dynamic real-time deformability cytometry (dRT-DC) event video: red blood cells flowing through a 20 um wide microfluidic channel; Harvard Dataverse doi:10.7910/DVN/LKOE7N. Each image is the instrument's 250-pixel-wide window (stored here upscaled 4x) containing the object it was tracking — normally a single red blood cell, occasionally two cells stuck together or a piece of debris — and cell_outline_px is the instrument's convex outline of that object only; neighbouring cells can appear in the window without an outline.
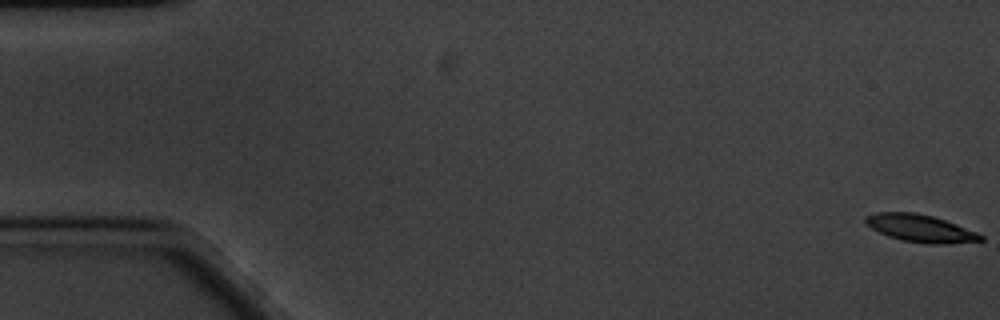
{"species": "common noctule bat (a hibernating species)", "species_latin": "Nyctalus noctula", "temperature_condition": "cold", "stored_images_in_passage": 61, "camera_frame_rate_fps": 3000, "um_per_image_px": 0.085, "animal": {"sex": "male", "body_mass_g": 20.1, "forearm_length_mm": 53.5}, "frame": {"image": 1, "passage_image": 1, "time_ms": 0.0, "image_size_px": [1000, 320], "cell_outline_px": [[984, 240], [944, 244], [928, 244], [904, 240], [888, 236], [864, 224], [864, 220], [868, 216], [876, 212], [916, 212], [932, 216], [956, 224], [976, 232], [984, 236]], "centroid_in_image_um": [78.23, 19.4], "position_along_channel_um": 6.8, "area_um2": 18.21}}
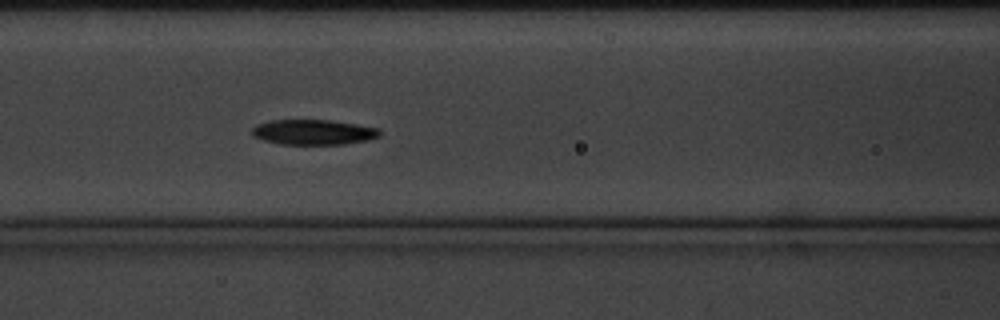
{"frame": {"image": 2, "passage_image": 26, "time_ms": 8.333, "image_size_px": [1000, 320], "cell_outline_px": [[380, 136], [368, 140], [344, 144], [280, 144], [264, 140], [252, 136], [252, 128], [256, 124], [272, 120], [332, 120], [380, 128]], "centroid_in_image_um": [26.64, 11.23], "position_along_channel_um": 140.0, "area_um2": 18.79}}
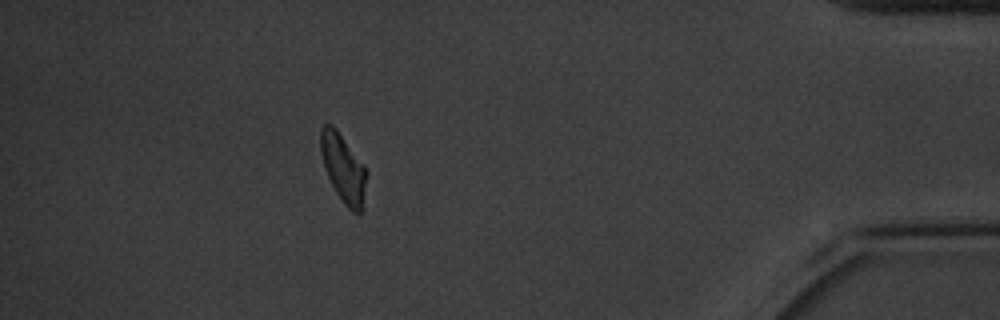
{"frame": {"image": 3, "passage_image": 55, "time_ms": 18.0, "image_size_px": [1000, 320], "cell_outline_px": [[368, 172], [360, 212], [352, 212], [344, 204], [336, 192], [324, 168], [320, 152], [320, 128], [324, 124], [332, 124], [336, 128]], "centroid_in_image_um": [29.14, 14.26], "position_along_channel_um": 406.1, "area_um2": 17.92}, "authors_computed_cell_mechanics": {"area_um2": 18.785, "velocity_mm_per_s": 3.272, "shape_relaxation_time_tau1_ms": 3.9158, "shape_relaxation_time_tau2_ms": null, "deformation_change_tau1": 0.1247, "deformation_change_tau2": null}}